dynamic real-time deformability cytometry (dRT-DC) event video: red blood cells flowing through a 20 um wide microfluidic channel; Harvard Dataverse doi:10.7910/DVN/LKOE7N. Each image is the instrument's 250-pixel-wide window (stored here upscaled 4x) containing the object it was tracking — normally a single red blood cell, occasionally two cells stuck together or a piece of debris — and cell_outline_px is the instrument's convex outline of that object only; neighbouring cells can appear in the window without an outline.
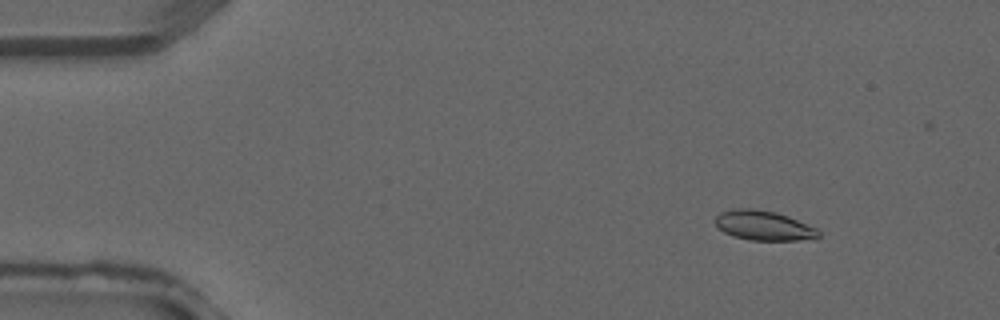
{"species": "common noctule bat (a hibernating species)", "species_latin": "Nyctalus noctula", "temperature_condition": "warm", "stored_images_in_passage": 3, "camera_frame_rate_fps": 3000, "um_per_image_px": 0.085, "animal": {"sex": "male", "forearm_length_mm": 52.5}, "frame": {"image": 1, "passage_image": 1, "time_ms": 0.0, "image_size_px": [1000, 320], "cell_outline_px": [[820, 236], [816, 240], [748, 240], [724, 232], [716, 224], [716, 216], [720, 212], [740, 208], [752, 208], [776, 212], [788, 216], [816, 228], [820, 232]], "centroid_in_image_um": [64.97, 19.18], "position_along_channel_um": 20.0, "area_um2": 17.8}}